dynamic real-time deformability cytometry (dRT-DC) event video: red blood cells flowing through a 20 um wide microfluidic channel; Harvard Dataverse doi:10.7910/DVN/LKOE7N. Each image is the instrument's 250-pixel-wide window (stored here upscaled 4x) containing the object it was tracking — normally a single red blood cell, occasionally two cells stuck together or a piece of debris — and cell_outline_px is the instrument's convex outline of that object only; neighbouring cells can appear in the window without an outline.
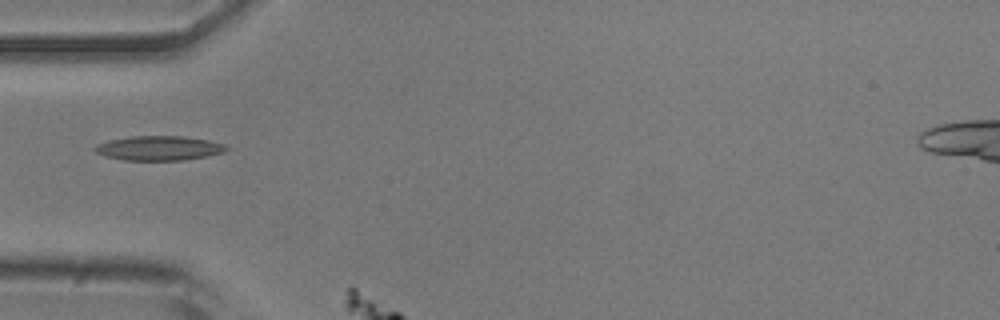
{"species": "common noctule bat (a hibernating species)", "species_latin": "Nyctalus noctula", "temperature_condition": "room temperature", "stored_images_in_passage": 4, "camera_frame_rate_fps": 3000, "um_per_image_px": 0.085, "animal": {"sex": "male", "body_mass_g": 20.5, "forearm_length_mm": 52.5}, "frame": {"image": 1, "passage_image": 1, "time_ms": 0.0, "image_size_px": [1000, 320], "cell_outline_px": [[232, 148], [224, 152], [184, 160], [124, 160], [108, 156], [96, 152], [92, 148], [96, 144], [112, 140], [132, 136], [184, 136], [208, 140], [224, 144]], "centroid_in_image_um": [13.55, 12.59], "position_along_channel_um": 71.5, "area_um2": 18.61}}